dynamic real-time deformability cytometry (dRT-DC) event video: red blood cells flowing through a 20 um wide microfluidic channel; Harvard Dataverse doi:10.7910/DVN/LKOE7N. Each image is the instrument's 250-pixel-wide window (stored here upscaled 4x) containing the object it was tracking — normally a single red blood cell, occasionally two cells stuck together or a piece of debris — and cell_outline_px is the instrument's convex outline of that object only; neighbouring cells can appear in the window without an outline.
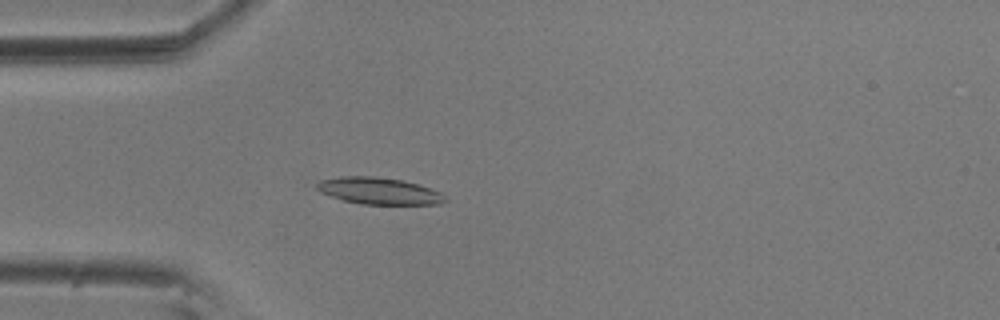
{"species": "common noctule bat (a hibernating species)", "species_latin": "Nyctalus noctula", "temperature_condition": "room temperature", "stored_images_in_passage": 48, "camera_frame_rate_fps": 3000, "um_per_image_px": 0.085, "animal": {"sex": "male", "body_mass_g": 20.5, "forearm_length_mm": 52.5}, "frame": {"image": 1, "passage_image": 8, "time_ms": 2.333, "image_size_px": [1000, 320], "cell_outline_px": [[448, 200], [440, 204], [360, 204], [344, 200], [320, 192], [316, 188], [316, 184], [320, 180], [340, 176], [376, 176], [400, 180], [420, 184], [440, 192], [448, 196]], "centroid_in_image_um": [32.25, 16.22], "position_along_channel_um": 52.8, "area_um2": 20.11}}
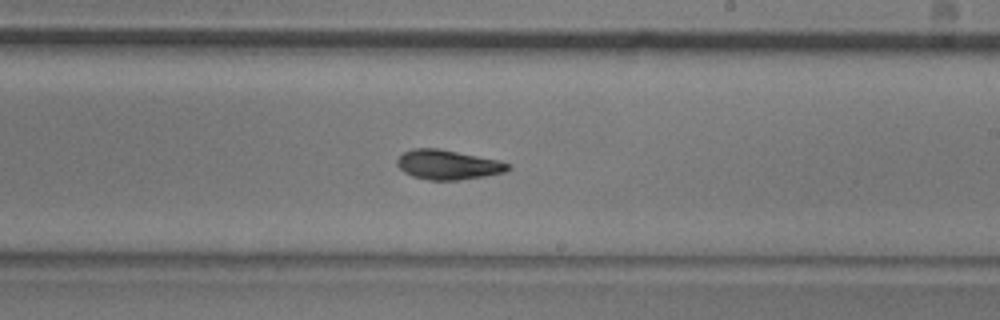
{"frame": {"image": 2, "passage_image": 25, "time_ms": 8.0, "image_size_px": [1000, 320], "cell_outline_px": [[512, 168], [504, 172], [484, 176], [460, 180], [428, 180], [412, 176], [404, 172], [396, 164], [396, 160], [404, 152], [412, 148], [436, 148], [500, 160], [512, 164]], "centroid_in_image_um": [38.09, 14.0], "position_along_channel_um": 250.9, "area_um2": 19.19}}
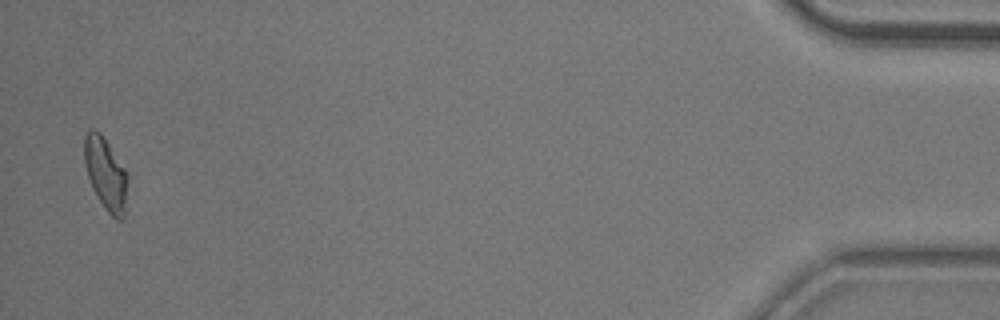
{"frame": {"image": 3, "passage_image": 47, "time_ms": 15.333, "image_size_px": [1000, 320], "cell_outline_px": [[128, 180], [124, 220], [116, 220], [104, 208], [92, 188], [84, 164], [84, 136], [88, 128], [92, 128], [100, 132], [104, 136], [128, 172]], "centroid_in_image_um": [9.0, 14.75], "position_along_channel_um": 426.2, "area_um2": 18.79}, "authors_computed_cell_mechanics": {"area_um2": 18.8428, "velocity_mm_per_s": 3.6135, "shape_relaxation_time_tau1_ms": 4.0581, "shape_relaxation_time_tau2_ms": 3.7815, "deformation_change_tau1": 0.1469, "deformation_change_tau2": 0.0867}}